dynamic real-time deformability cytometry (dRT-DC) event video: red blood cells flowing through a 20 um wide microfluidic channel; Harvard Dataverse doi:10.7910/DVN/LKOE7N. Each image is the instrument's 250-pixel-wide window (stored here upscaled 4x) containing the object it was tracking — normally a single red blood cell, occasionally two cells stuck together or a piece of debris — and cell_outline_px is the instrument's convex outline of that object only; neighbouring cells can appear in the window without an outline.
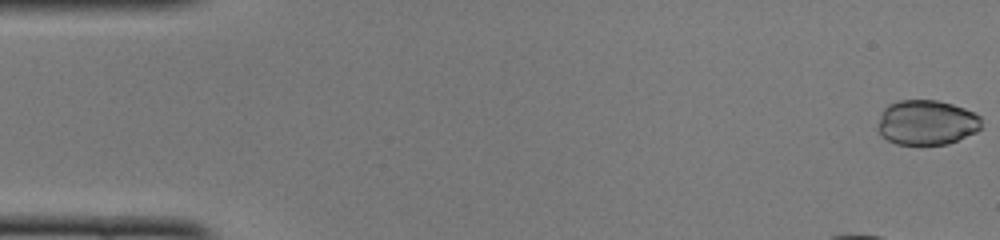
{"species": "common noctule bat (a hibernating species)", "species_latin": "Nyctalus noctula", "temperature_condition": "cold", "stored_images_in_passage": 18, "camera_frame_rate_fps": 3000, "um_per_image_px": 0.085, "animal": {"sex": "female", "body_mass_g": 22.0, "forearm_length_mm": 56.7}, "frame": {"image": 1, "passage_image": 1, "time_ms": 0.0, "image_size_px": [1000, 240], "cell_outline_px": [[980, 128], [976, 132], [948, 144], [896, 144], [880, 136], [876, 128], [876, 124], [884, 108], [888, 104], [900, 100], [936, 100], [952, 104], [964, 108], [980, 116]], "centroid_in_image_um": [78.71, 10.41], "position_along_channel_um": 6.3, "area_um2": 27.22}}